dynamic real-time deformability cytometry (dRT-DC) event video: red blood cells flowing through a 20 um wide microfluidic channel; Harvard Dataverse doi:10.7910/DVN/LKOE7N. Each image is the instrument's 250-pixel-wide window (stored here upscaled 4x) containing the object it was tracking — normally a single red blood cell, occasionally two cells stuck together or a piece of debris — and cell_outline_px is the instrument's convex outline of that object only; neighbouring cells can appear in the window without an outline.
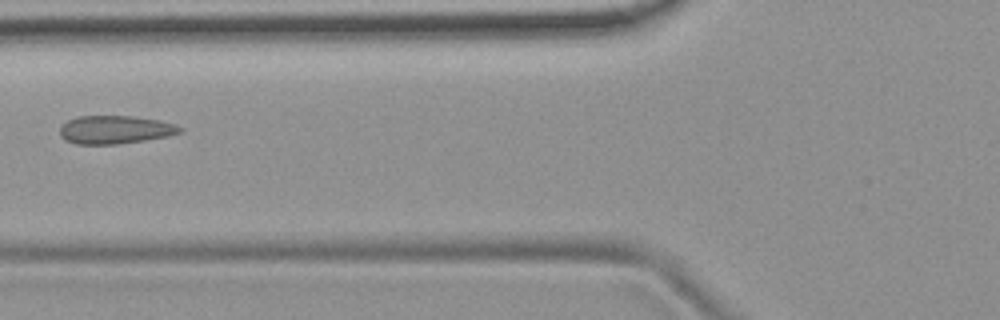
{"species": "common noctule bat (a hibernating species)", "species_latin": "Nyctalus noctula", "temperature_condition": "room temperature", "stored_images_in_passage": 6, "camera_frame_rate_fps": 3000, "um_per_image_px": 0.085, "animal": {"sex": "female", "body_mass_g": 19.9}, "frame": {"image": 1, "passage_image": 5, "time_ms": 1.333, "image_size_px": [1000, 320], "cell_outline_px": [[184, 128], [180, 132], [168, 136], [144, 140], [116, 144], [76, 144], [64, 140], [60, 136], [60, 128], [68, 120], [80, 116], [128, 116], [160, 120], [176, 124]], "centroid_in_image_um": [9.79, 11.02], "position_along_channel_um": 116.0, "area_um2": 19.65}}
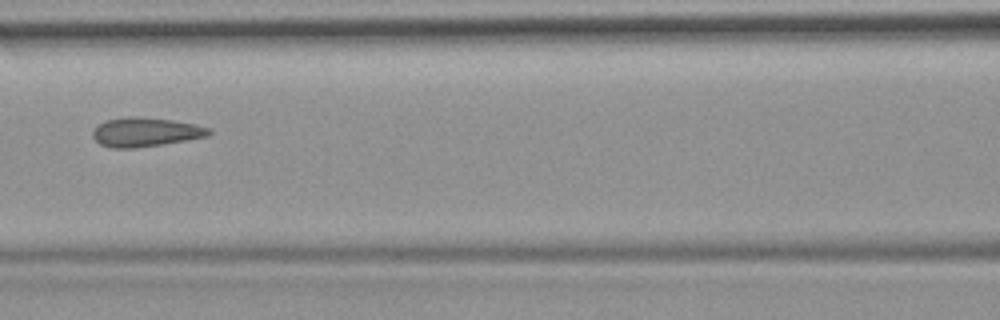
{"frame": {"image": 2, "passage_image": 6, "time_ms": 1.667, "image_size_px": [1000, 320], "cell_outline_px": [[212, 132], [208, 136], [188, 140], [164, 144], [136, 148], [112, 148], [100, 144], [92, 136], [92, 132], [104, 120], [128, 116], [140, 116], [172, 120], [196, 124], [212, 128]], "centroid_in_image_um": [12.4, 11.22], "position_along_channel_um": 154.2, "area_um2": 19.94}}